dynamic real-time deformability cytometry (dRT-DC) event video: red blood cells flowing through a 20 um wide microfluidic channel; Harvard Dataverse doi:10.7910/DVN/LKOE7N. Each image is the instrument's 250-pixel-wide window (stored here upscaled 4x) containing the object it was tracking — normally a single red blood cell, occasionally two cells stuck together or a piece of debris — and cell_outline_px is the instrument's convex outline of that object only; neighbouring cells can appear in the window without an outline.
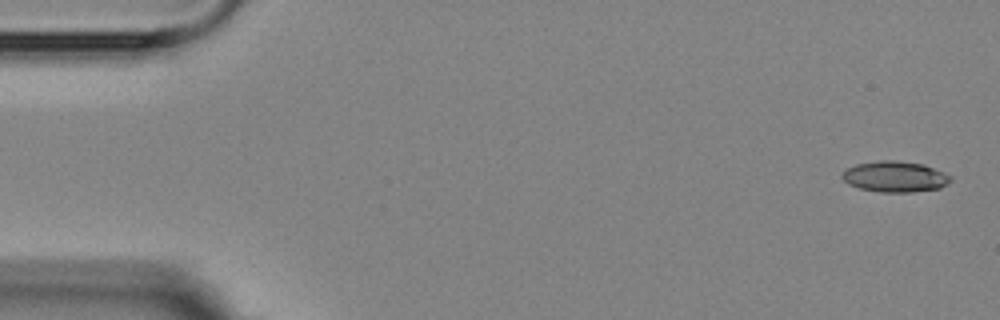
{"species": "Egyptian fruit bat (a non-hibernating species)", "species_latin": "Rousettus aegyptiacus", "temperature_condition": "room temperature", "stored_images_in_passage": 5, "camera_frame_rate_fps": 3000, "um_per_image_px": 0.085, "animal": {"sex": "female"}, "frame": {"image": 1, "passage_image": 1, "time_ms": 0.0, "image_size_px": [1000, 320], "cell_outline_px": [[952, 180], [948, 184], [940, 188], [912, 192], [880, 192], [860, 188], [848, 184], [840, 176], [848, 168], [856, 164], [880, 160], [896, 160], [924, 164], [944, 172], [952, 176]], "centroid_in_image_um": [76.11, 15.01], "position_along_channel_um": 8.9, "area_um2": 19.59}}
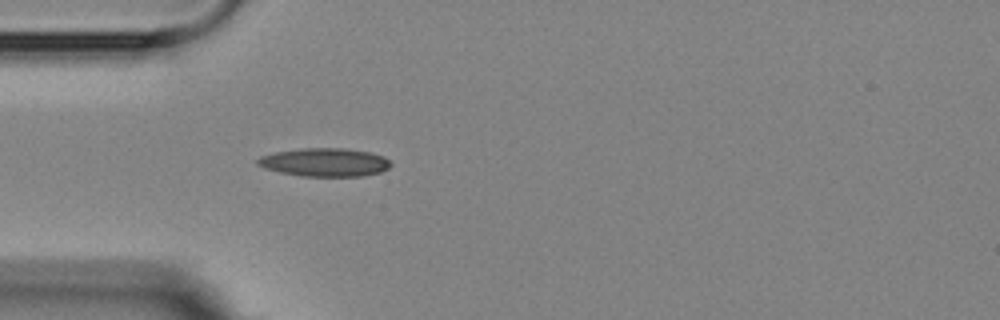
{"frame": {"image": 2, "passage_image": 5, "time_ms": 4.667, "image_size_px": [1000, 320], "cell_outline_px": [[392, 164], [388, 168], [380, 172], [364, 176], [300, 176], [280, 172], [264, 168], [256, 164], [256, 160], [260, 156], [276, 152], [300, 148], [344, 148], [368, 152], [384, 156]], "centroid_in_image_um": [27.58, 13.79], "position_along_channel_um": 57.4, "area_um2": 22.02}}